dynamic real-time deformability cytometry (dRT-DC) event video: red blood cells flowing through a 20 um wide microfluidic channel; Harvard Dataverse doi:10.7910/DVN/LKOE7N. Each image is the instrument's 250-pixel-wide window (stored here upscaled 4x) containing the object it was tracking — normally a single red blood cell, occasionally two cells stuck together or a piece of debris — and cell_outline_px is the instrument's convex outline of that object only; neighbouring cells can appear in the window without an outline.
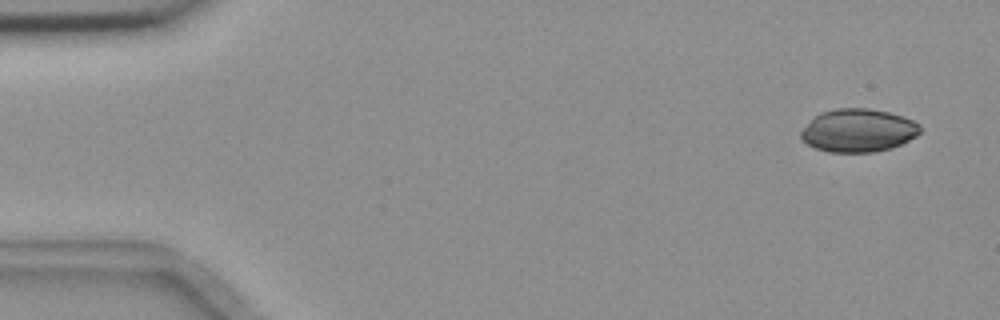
{"species": "common noctule bat (a hibernating species)", "species_latin": "Nyctalus noctula", "temperature_condition": "room temperature", "stored_images_in_passage": 14, "camera_frame_rate_fps": 3000, "um_per_image_px": 0.085, "animal": {"sex": "female", "body_mass_g": 18.4}, "frame": {"image": 1, "passage_image": 1, "time_ms": 0.0, "image_size_px": [1000, 320], "cell_outline_px": [[920, 132], [916, 136], [892, 148], [872, 152], [828, 152], [816, 148], [808, 144], [800, 136], [800, 132], [820, 112], [836, 108], [868, 108], [888, 112], [904, 116], [920, 124]], "centroid_in_image_um": [72.97, 11.08], "position_along_channel_um": 12.0, "area_um2": 29.77}}
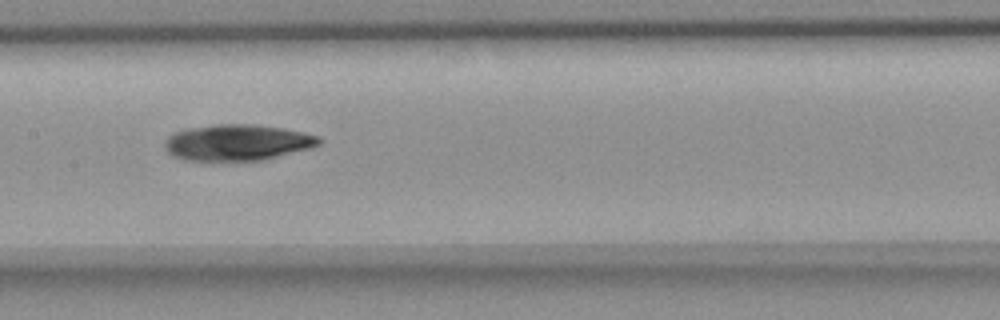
{"frame": {"image": 2, "passage_image": 7, "time_ms": 8.0, "image_size_px": [1000, 320], "cell_outline_px": [[320, 144], [308, 148], [264, 160], [184, 160], [172, 156], [164, 148], [164, 140], [172, 132], [188, 128], [212, 124], [256, 124], [284, 128], [316, 136], [320, 140]], "centroid_in_image_um": [20.09, 12.1], "position_along_channel_um": 187.3, "area_um2": 32.43}}
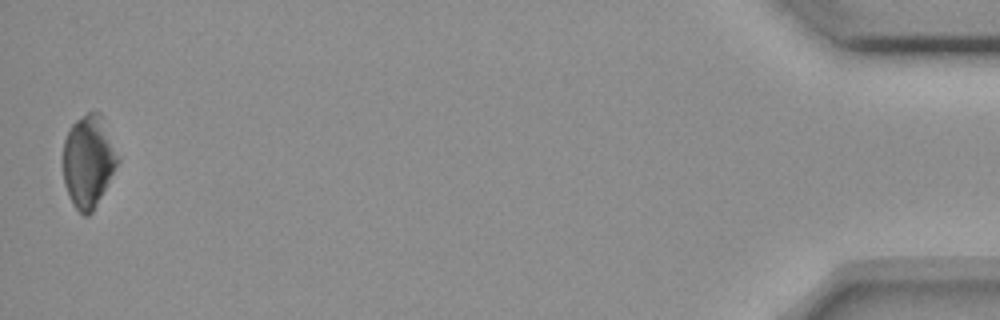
{"frame": {"image": 3, "passage_image": 14, "time_ms": 17.0, "image_size_px": [1000, 320], "cell_outline_px": [[120, 160], [92, 212], [88, 216], [84, 216], [72, 204], [68, 196], [64, 184], [64, 140], [68, 128], [76, 120], [88, 112], [100, 112], [104, 116], [120, 156]], "centroid_in_image_um": [7.54, 13.66], "position_along_channel_um": 427.7, "area_um2": 29.71}}